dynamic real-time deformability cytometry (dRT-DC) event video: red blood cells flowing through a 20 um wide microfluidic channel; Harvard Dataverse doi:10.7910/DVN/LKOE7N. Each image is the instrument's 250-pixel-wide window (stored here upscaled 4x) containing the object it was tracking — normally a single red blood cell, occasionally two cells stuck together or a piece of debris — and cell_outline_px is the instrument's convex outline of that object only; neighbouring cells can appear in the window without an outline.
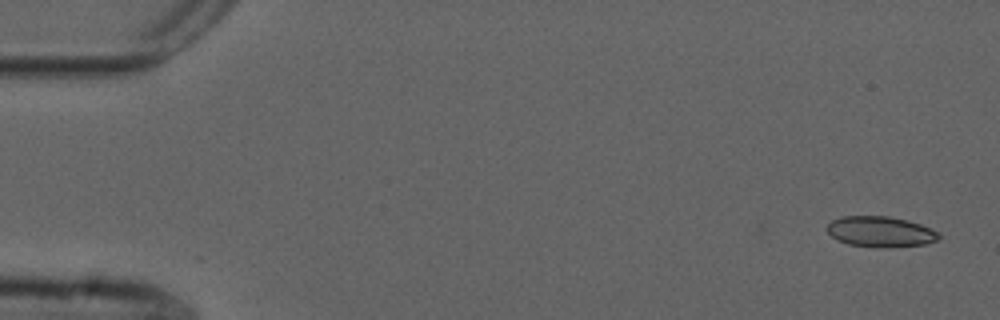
{"species": "common noctule bat (a hibernating species)", "species_latin": "Nyctalus noctula", "temperature_condition": "cold", "stored_images_in_passage": 55, "camera_frame_rate_fps": 3000, "um_per_image_px": 0.085, "animal": {"sex": "male", "forearm_length_mm": 52.5}, "frame": {"image": 1, "passage_image": 1, "time_ms": 0.0, "image_size_px": [1000, 320], "cell_outline_px": [[940, 236], [936, 240], [924, 244], [876, 248], [848, 244], [832, 236], [824, 228], [832, 220], [840, 216], [888, 216], [908, 220], [920, 224], [940, 232]], "centroid_in_image_um": [74.82, 19.68], "position_along_channel_um": 10.2, "area_um2": 19.94}}
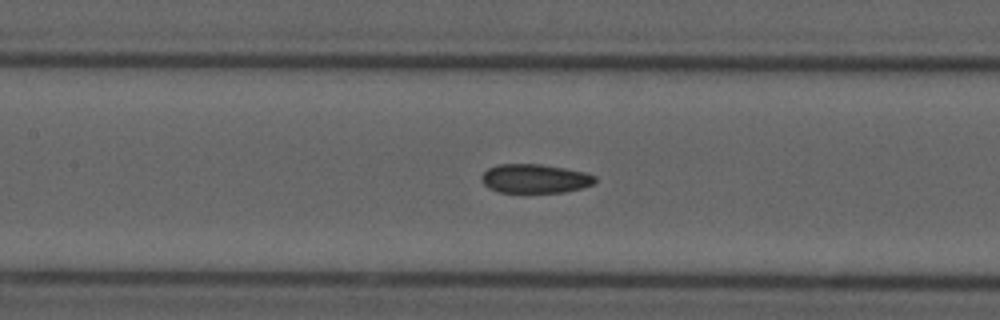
{"frame": {"image": 2, "passage_image": 24, "time_ms": 7.667, "image_size_px": [1000, 320], "cell_outline_px": [[596, 180], [592, 184], [580, 188], [564, 192], [500, 192], [488, 188], [480, 180], [480, 176], [488, 168], [500, 164], [540, 164], [564, 168], [584, 172], [596, 176]], "centroid_in_image_um": [45.43, 15.18], "position_along_channel_um": 162.0, "area_um2": 19.07}}
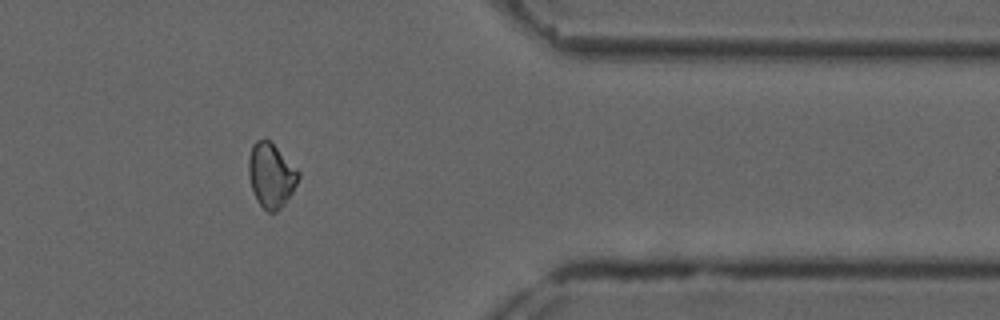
{"frame": {"image": 3, "passage_image": 44, "time_ms": 14.333, "image_size_px": [1000, 320], "cell_outline_px": [[300, 176], [292, 192], [284, 204], [276, 212], [268, 212], [256, 200], [252, 188], [248, 172], [248, 160], [252, 144], [256, 140], [268, 140], [300, 172]], "centroid_in_image_um": [23.03, 14.92], "position_along_channel_um": 388.4, "area_um2": 18.32}}